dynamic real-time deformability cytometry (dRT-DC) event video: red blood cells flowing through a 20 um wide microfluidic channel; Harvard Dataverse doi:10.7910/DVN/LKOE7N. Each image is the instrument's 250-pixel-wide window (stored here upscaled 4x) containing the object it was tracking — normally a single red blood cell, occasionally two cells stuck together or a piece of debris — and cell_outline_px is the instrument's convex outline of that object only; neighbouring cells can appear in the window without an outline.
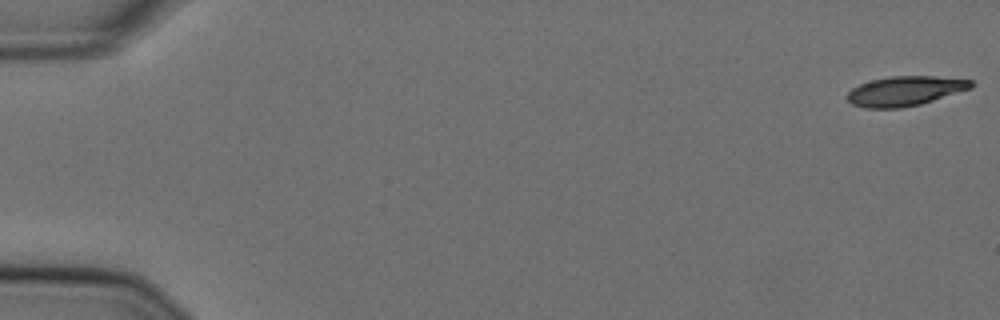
{"species": "Egyptian fruit bat (a non-hibernating species)", "species_latin": "Rousettus aegyptiacus", "temperature_condition": "cold", "stored_images_in_passage": 51, "camera_frame_rate_fps": 3000, "um_per_image_px": 0.085, "animal": {"sex": "female"}, "frame": {"image": 1, "passage_image": 1, "time_ms": 0.0, "image_size_px": [1000, 320], "cell_outline_px": [[976, 84], [972, 88], [920, 104], [900, 108], [864, 108], [852, 104], [844, 96], [852, 88], [860, 84], [872, 80], [892, 76], [936, 76], [972, 80]], "centroid_in_image_um": [76.92, 7.73], "position_along_channel_um": 8.1, "area_um2": 21.44}}
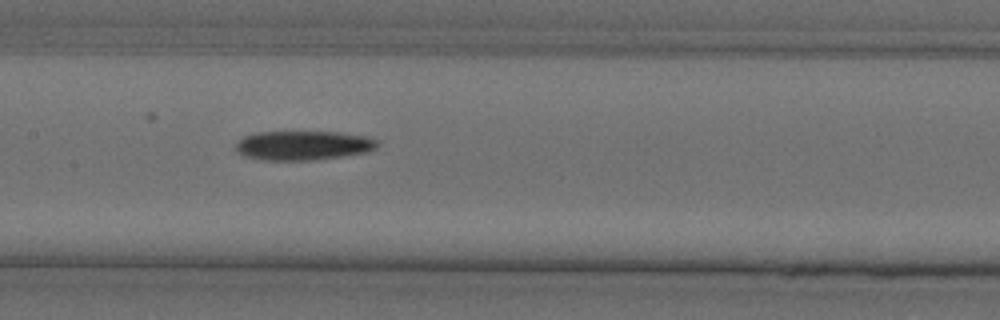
{"frame": {"image": 2, "passage_image": 28, "time_ms": 9.0, "image_size_px": [1000, 320], "cell_outline_px": [[380, 144], [376, 148], [368, 152], [344, 156], [312, 160], [260, 160], [244, 156], [236, 152], [236, 144], [244, 136], [256, 132], [336, 132], [368, 136], [380, 140]], "centroid_in_image_um": [25.81, 12.36], "position_along_channel_um": 181.6, "area_um2": 24.45}}
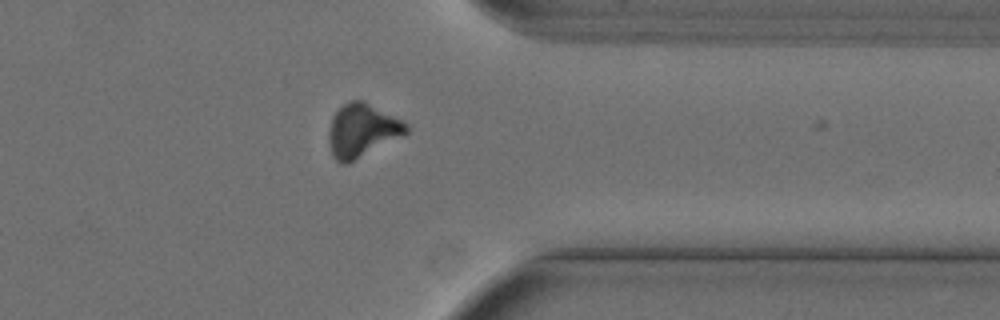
{"frame": {"image": 3, "passage_image": 45, "time_ms": 14.667, "image_size_px": [1000, 320], "cell_outline_px": [[408, 132], [404, 136], [348, 164], [340, 164], [332, 156], [328, 144], [328, 132], [332, 116], [344, 104], [352, 100], [364, 100], [408, 124]], "centroid_in_image_um": [30.76, 11.12], "position_along_channel_um": 380.6, "area_um2": 24.33}}